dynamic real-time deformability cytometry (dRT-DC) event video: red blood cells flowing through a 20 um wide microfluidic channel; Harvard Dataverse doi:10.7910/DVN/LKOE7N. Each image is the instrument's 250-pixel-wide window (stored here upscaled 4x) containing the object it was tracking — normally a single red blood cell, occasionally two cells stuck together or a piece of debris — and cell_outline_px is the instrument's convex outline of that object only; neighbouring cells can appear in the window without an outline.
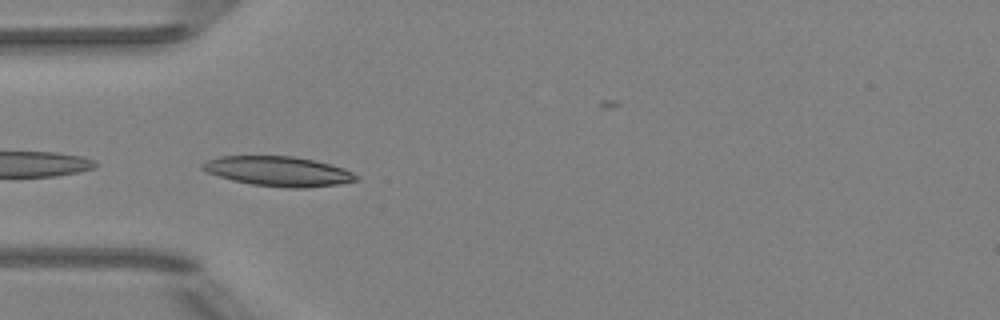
{"species": "Egyptian fruit bat (a non-hibernating species)", "species_latin": "Rousettus aegyptiacus", "temperature_condition": "room temperature", "stored_images_in_passage": 7, "camera_frame_rate_fps": 3000, "um_per_image_px": 0.085, "animal": {"sex": "female"}, "frame": {"image": 1, "passage_image": 1, "time_ms": 0.0, "image_size_px": [1000, 320], "cell_outline_px": [[360, 180], [336, 184], [308, 188], [288, 188], [252, 184], [232, 180], [208, 172], [200, 168], [200, 164], [208, 160], [220, 156], [292, 156], [312, 160], [344, 168], [360, 176]], "centroid_in_image_um": [23.67, 14.56], "position_along_channel_um": 61.3, "area_um2": 26.53}}